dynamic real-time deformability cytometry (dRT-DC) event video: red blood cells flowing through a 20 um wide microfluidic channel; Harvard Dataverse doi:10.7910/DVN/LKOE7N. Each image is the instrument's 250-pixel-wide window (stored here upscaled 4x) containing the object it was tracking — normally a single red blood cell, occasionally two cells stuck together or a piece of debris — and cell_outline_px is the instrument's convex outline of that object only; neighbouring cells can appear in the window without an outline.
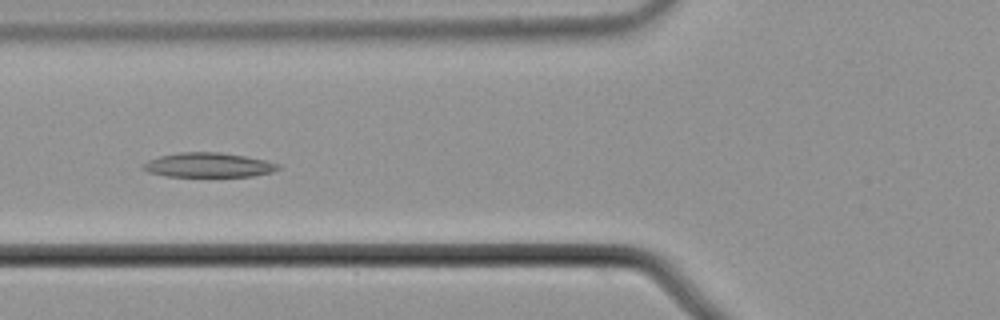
{"species": "common noctule bat (a hibernating species)", "species_latin": "Nyctalus noctula", "temperature_condition": "cold", "stored_images_in_passage": 7, "camera_frame_rate_fps": 3000, "um_per_image_px": 0.085, "animal": {"sex": "male", "body_mass_g": 21.5, "forearm_length_mm": 52.0}, "frame": {"image": 1, "passage_image": 6, "time_ms": 1.667, "image_size_px": [1000, 320], "cell_outline_px": [[280, 168], [272, 172], [252, 176], [164, 176], [148, 172], [140, 168], [140, 164], [148, 160], [160, 156], [180, 152], [220, 152], [244, 156], [264, 160], [280, 164]], "centroid_in_image_um": [17.66, 14.03], "position_along_channel_um": 108.1, "area_um2": 19.31}}
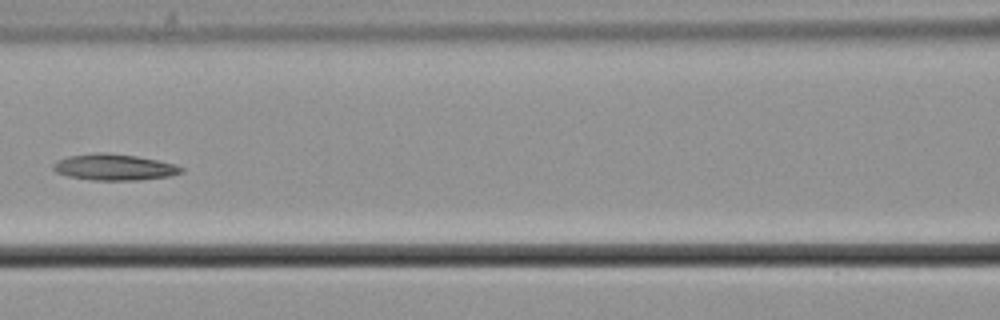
{"frame": {"image": 2, "passage_image": 7, "time_ms": 2.0, "image_size_px": [1000, 320], "cell_outline_px": [[184, 172], [172, 176], [140, 180], [88, 180], [68, 176], [56, 172], [52, 168], [52, 164], [68, 156], [96, 152], [108, 152], [136, 156], [176, 164], [184, 168]], "centroid_in_image_um": [9.73, 14.21], "position_along_channel_um": 156.9, "area_um2": 19.77}}